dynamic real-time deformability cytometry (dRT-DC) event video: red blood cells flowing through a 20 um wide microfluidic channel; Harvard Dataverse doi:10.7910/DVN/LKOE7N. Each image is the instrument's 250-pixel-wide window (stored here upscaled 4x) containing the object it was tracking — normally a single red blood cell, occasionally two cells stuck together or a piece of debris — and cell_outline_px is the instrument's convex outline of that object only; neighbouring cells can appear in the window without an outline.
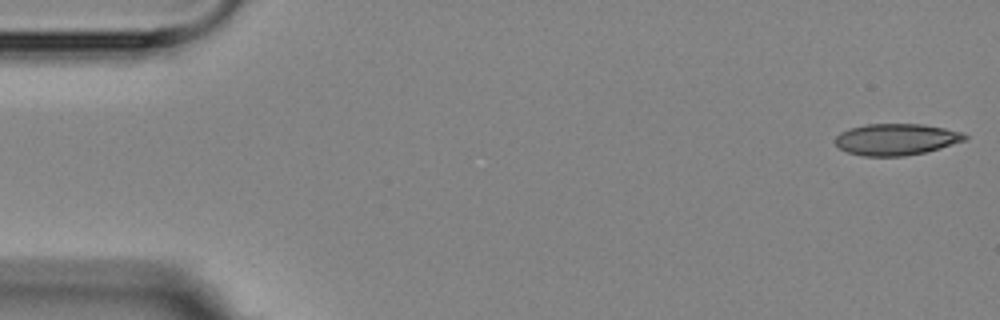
{"species": "Egyptian fruit bat (a non-hibernating species)", "species_latin": "Rousettus aegyptiacus", "temperature_condition": "room temperature", "stored_images_in_passage": 5, "camera_frame_rate_fps": 3000, "um_per_image_px": 0.085, "animal": {"sex": "female"}, "frame": {"image": 1, "passage_image": 1, "time_ms": 0.0, "image_size_px": [1000, 320], "cell_outline_px": [[968, 136], [964, 140], [940, 148], [924, 152], [904, 156], [864, 156], [848, 152], [840, 148], [832, 140], [840, 132], [852, 128], [868, 124], [924, 124], [944, 128], [960, 132]], "centroid_in_image_um": [76.14, 11.84], "position_along_channel_um": 8.9, "area_um2": 23.58}}
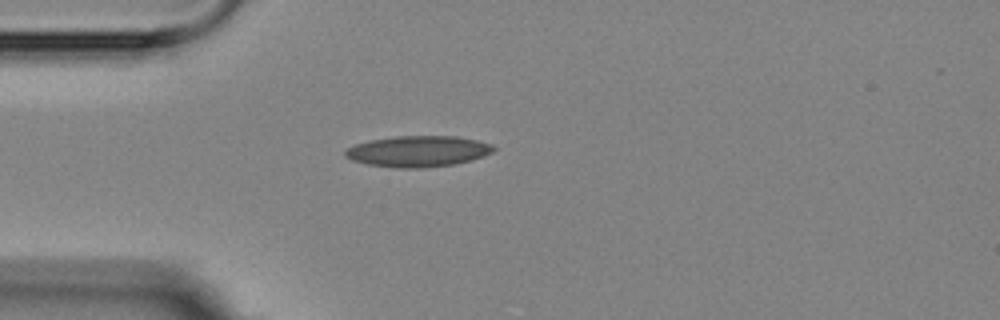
{"frame": {"image": 2, "passage_image": 4, "time_ms": 4.333, "image_size_px": [1000, 320], "cell_outline_px": [[496, 148], [492, 152], [484, 156], [472, 160], [456, 164], [424, 168], [400, 168], [368, 164], [352, 160], [344, 156], [344, 152], [348, 148], [356, 144], [372, 140], [396, 136], [456, 136], [476, 140], [492, 144]], "centroid_in_image_um": [35.57, 12.86], "position_along_channel_um": 49.4, "area_um2": 26.76}}